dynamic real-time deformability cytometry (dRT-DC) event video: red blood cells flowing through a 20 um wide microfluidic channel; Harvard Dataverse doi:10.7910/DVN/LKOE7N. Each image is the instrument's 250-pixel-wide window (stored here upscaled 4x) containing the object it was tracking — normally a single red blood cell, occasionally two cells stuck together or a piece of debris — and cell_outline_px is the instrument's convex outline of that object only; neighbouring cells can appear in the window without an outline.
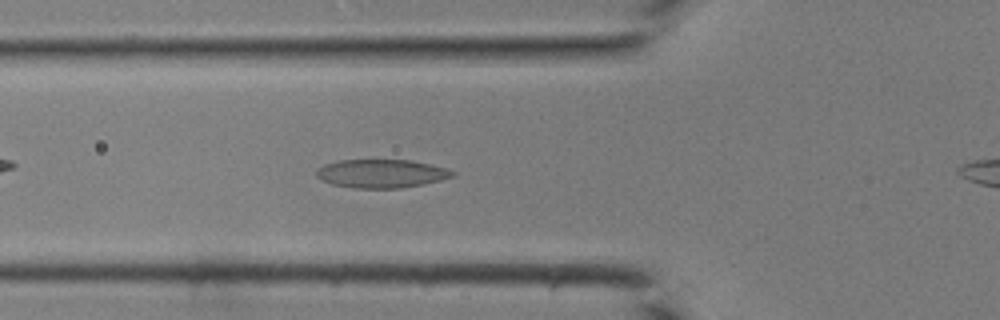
{"species": "common noctule bat (a hibernating species)", "species_latin": "Nyctalus noctula", "temperature_condition": "room temperature", "stored_images_in_passage": 37, "camera_frame_rate_fps": 3000, "um_per_image_px": 0.085, "animal": {"sex": "male", "body_mass_g": 19.0, "forearm_length_mm": 50.8}, "frame": {"image": 1, "passage_image": 15, "time_ms": 4.667, "image_size_px": [1000, 320], "cell_outline_px": [[456, 176], [424, 184], [400, 188], [352, 188], [332, 184], [316, 176], [316, 172], [324, 164], [340, 160], [408, 160], [428, 164], [444, 168], [456, 172]], "centroid_in_image_um": [32.43, 14.76], "position_along_channel_um": 93.4, "area_um2": 22.37}}
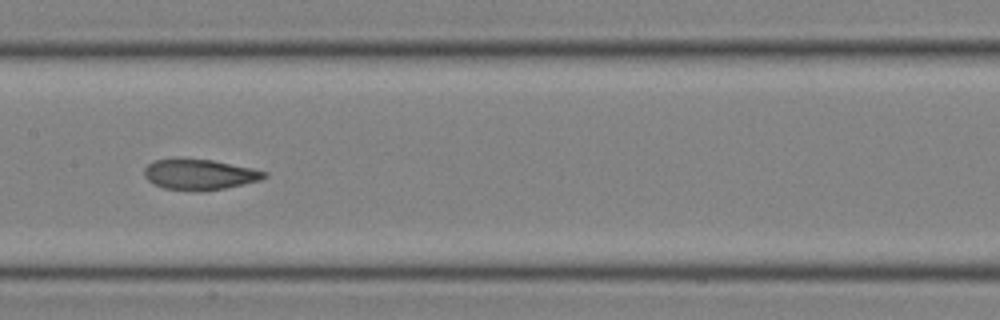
{"frame": {"image": 2, "passage_image": 21, "time_ms": 6.667, "image_size_px": [1000, 320], "cell_outline_px": [[268, 176], [260, 180], [224, 188], [200, 192], [164, 188], [152, 184], [144, 176], [144, 168], [152, 160], [176, 156], [180, 156], [212, 160], [252, 168], [268, 172]], "centroid_in_image_um": [16.89, 14.8], "position_along_channel_um": 190.5, "area_um2": 22.08}}
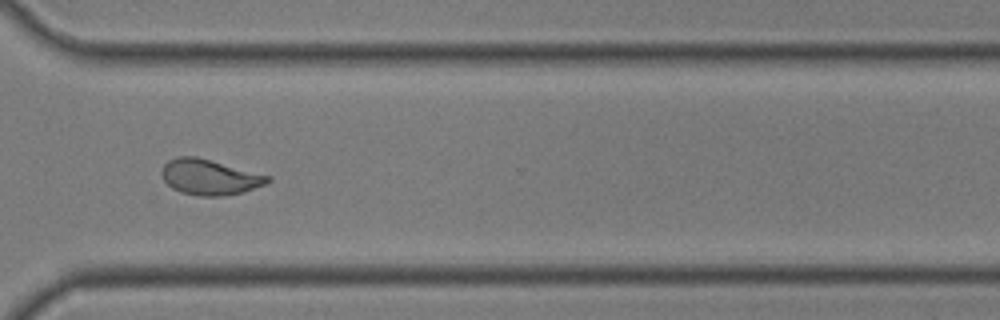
{"frame": {"image": 3, "passage_image": 31, "time_ms": 10.0, "image_size_px": [1000, 320], "cell_outline_px": [[272, 180], [264, 184], [244, 192], [224, 196], [200, 196], [180, 192], [172, 188], [164, 180], [160, 172], [164, 164], [168, 160], [176, 156], [196, 156], [272, 176]], "centroid_in_image_um": [17.81, 15.05], "position_along_channel_um": 352.8, "area_um2": 22.08}}